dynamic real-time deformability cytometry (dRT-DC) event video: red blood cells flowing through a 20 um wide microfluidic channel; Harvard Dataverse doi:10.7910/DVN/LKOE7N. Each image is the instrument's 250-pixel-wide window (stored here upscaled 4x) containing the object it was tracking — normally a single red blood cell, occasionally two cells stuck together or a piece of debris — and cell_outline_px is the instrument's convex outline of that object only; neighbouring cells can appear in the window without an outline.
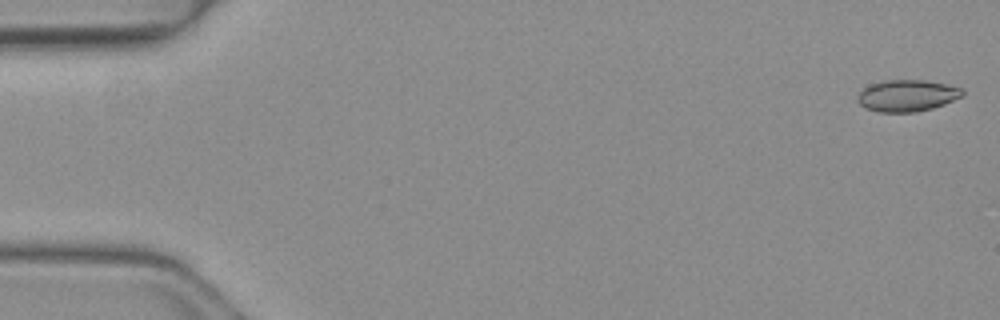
{"species": "common noctule bat (a hibernating species)", "species_latin": "Nyctalus noctula", "temperature_condition": "warm", "stored_images_in_passage": 22, "camera_frame_rate_fps": 3000, "um_per_image_px": 0.085, "animal": {"sex": "female", "body_mass_g": 19.3, "forearm_length_mm": 54.1}, "frame": {"image": 1, "passage_image": 1, "time_ms": 0.0, "image_size_px": [1000, 320], "cell_outline_px": [[964, 96], [944, 104], [932, 108], [916, 112], [876, 112], [864, 108], [856, 100], [856, 96], [864, 88], [872, 84], [884, 80], [924, 80], [944, 84], [960, 88], [964, 92]], "centroid_in_image_um": [77.07, 8.14], "position_along_channel_um": 7.9, "area_um2": 19.36}}
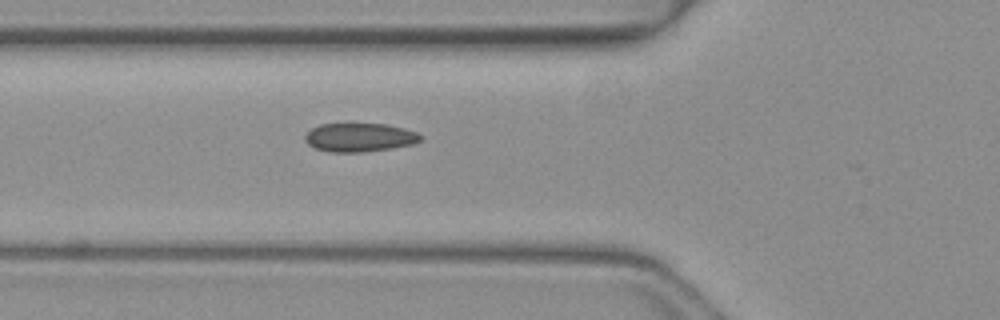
{"frame": {"image": 2, "passage_image": 18, "time_ms": 5.667, "image_size_px": [1000, 320], "cell_outline_px": [[424, 136], [420, 140], [412, 144], [392, 148], [360, 152], [328, 152], [316, 148], [308, 144], [304, 140], [304, 136], [312, 128], [320, 124], [348, 120], [388, 124], [404, 128], [416, 132]], "centroid_in_image_um": [30.53, 11.62], "position_along_channel_um": 95.3, "area_um2": 20.23}}
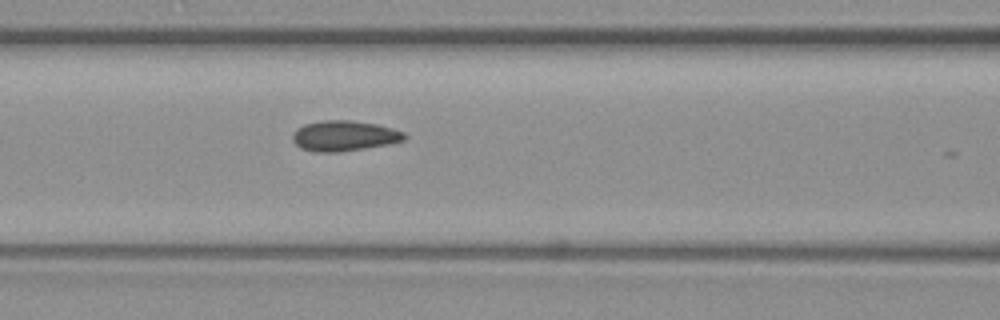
{"frame": {"image": 3, "passage_image": 21, "time_ms": 6.667, "image_size_px": [1000, 320], "cell_outline_px": [[408, 136], [404, 140], [388, 144], [340, 152], [316, 152], [300, 148], [292, 140], [292, 132], [296, 128], [304, 124], [324, 120], [352, 120], [376, 124], [392, 128], [404, 132]], "centroid_in_image_um": [29.23, 11.54], "position_along_channel_um": 137.4, "area_um2": 19.94}}